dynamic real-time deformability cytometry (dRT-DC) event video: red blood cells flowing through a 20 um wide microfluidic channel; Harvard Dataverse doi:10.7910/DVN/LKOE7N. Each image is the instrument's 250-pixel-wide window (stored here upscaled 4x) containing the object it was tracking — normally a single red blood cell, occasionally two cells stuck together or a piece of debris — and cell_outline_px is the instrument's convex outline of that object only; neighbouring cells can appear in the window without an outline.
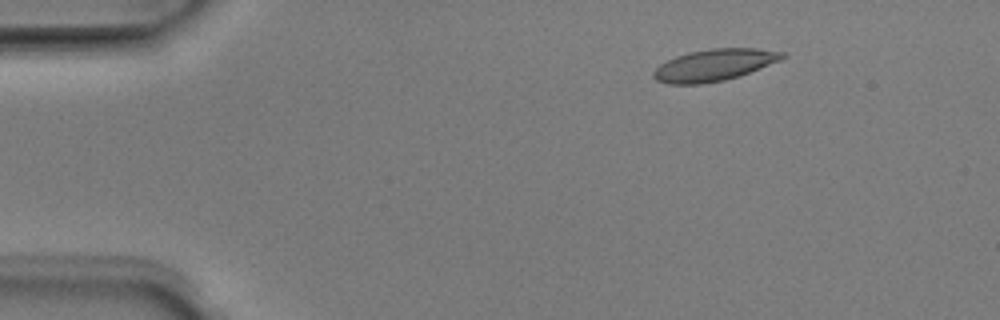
{"species": "Egyptian fruit bat (a non-hibernating species)", "species_latin": "Rousettus aegyptiacus", "temperature_condition": "room temperature", "stored_images_in_passage": 4, "camera_frame_rate_fps": 3000, "um_per_image_px": 0.085, "animal": {"sex": "male"}, "frame": {"image": 1, "passage_image": 2, "time_ms": 0.333, "image_size_px": [1000, 320], "cell_outline_px": [[788, 56], [780, 60], [740, 76], [724, 80], [700, 84], [668, 84], [656, 80], [652, 76], [652, 72], [660, 64], [676, 56], [688, 52], [708, 48], [756, 48], [784, 52]], "centroid_in_image_um": [60.7, 5.52], "position_along_channel_um": 24.3, "area_um2": 23.93}}